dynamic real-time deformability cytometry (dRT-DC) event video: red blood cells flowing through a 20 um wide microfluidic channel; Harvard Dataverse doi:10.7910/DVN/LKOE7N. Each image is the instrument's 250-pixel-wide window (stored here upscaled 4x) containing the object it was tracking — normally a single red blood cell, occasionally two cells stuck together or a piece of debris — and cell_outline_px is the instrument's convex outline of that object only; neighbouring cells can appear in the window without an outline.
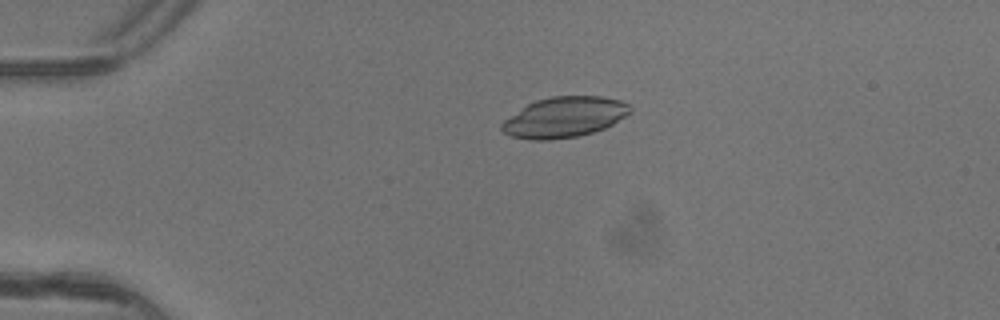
{"species": "common noctule bat (a hibernating species)", "species_latin": "Nyctalus noctula", "temperature_condition": "warm", "stored_images_in_passage": 5, "camera_frame_rate_fps": 3000, "um_per_image_px": 0.085, "animal": {"sex": "female"}, "frame": {"image": 1, "passage_image": 4, "time_ms": 1.0, "image_size_px": [1000, 320], "cell_outline_px": [[632, 112], [612, 124], [604, 128], [580, 136], [548, 140], [532, 140], [512, 136], [504, 132], [500, 128], [500, 124], [504, 120], [528, 104], [536, 100], [552, 96], [600, 96], [620, 100], [628, 104], [632, 108]], "centroid_in_image_um": [47.98, 9.96], "position_along_channel_um": 37.0, "area_um2": 30.17}}